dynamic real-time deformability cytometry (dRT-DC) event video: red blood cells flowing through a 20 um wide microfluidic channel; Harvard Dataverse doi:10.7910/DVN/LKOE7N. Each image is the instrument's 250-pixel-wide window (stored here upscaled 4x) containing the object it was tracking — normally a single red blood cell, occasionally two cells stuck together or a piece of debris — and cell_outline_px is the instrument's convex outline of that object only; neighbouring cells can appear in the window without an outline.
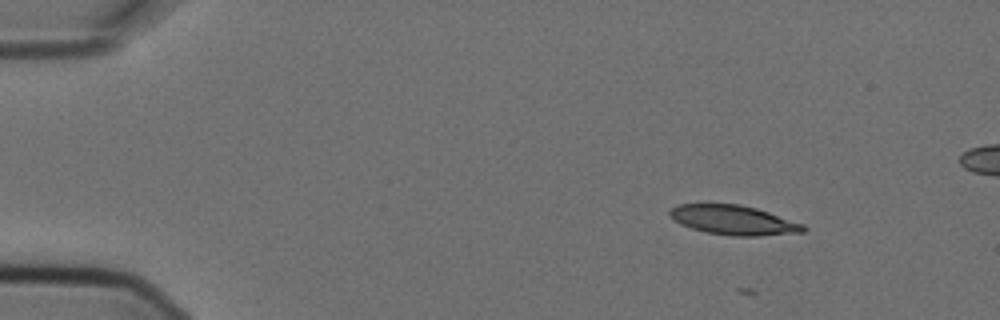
{"species": "Egyptian fruit bat (a non-hibernating species)", "species_latin": "Rousettus aegyptiacus", "temperature_condition": "cold", "stored_images_in_passage": 5, "camera_frame_rate_fps": 3000, "um_per_image_px": 0.085, "animal": {"sex": "female"}, "frame": {"image": 1, "passage_image": 1, "time_ms": 0.0, "image_size_px": [1000, 320], "cell_outline_px": [[808, 228], [804, 232], [760, 236], [732, 236], [708, 232], [692, 228], [680, 224], [668, 216], [668, 212], [672, 208], [680, 204], [740, 204], [756, 208], [804, 224]], "centroid_in_image_um": [62.36, 18.71], "position_along_channel_um": 22.6, "area_um2": 22.95}}